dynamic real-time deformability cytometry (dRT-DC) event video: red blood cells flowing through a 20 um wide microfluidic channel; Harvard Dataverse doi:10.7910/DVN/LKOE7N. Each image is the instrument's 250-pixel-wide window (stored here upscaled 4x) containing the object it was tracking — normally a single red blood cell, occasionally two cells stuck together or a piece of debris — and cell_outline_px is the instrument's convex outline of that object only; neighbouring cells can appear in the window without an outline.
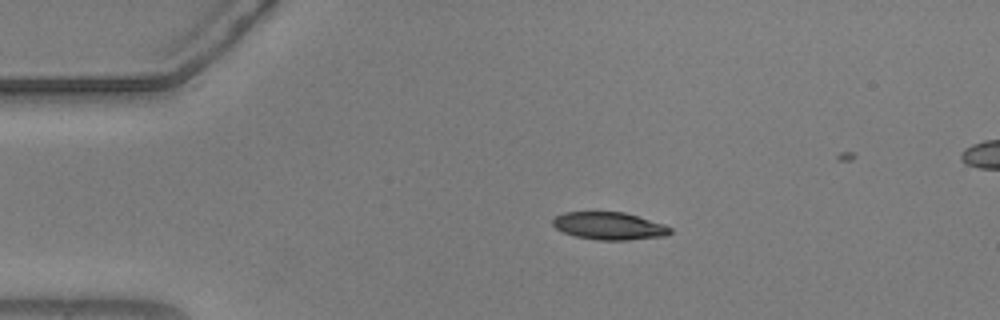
{"species": "common noctule bat (a hibernating species)", "species_latin": "Nyctalus noctula", "temperature_condition": "warm", "stored_images_in_passage": 4, "camera_frame_rate_fps": 3000, "um_per_image_px": 0.085, "animal": {"sex": "male", "body_mass_g": 20.5, "forearm_length_mm": 52.5}, "frame": {"image": 1, "passage_image": 1, "time_ms": 0.0, "image_size_px": [1000, 320], "cell_outline_px": [[672, 232], [664, 236], [628, 240], [596, 240], [576, 236], [564, 232], [556, 228], [552, 224], [552, 220], [556, 216], [564, 212], [624, 212], [664, 224], [672, 228]], "centroid_in_image_um": [51.78, 19.2], "position_along_channel_um": 33.2, "area_um2": 18.79}}